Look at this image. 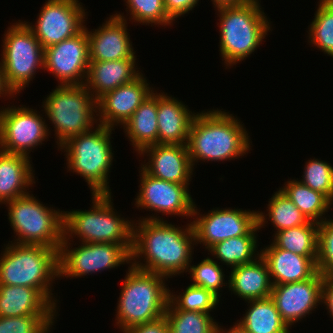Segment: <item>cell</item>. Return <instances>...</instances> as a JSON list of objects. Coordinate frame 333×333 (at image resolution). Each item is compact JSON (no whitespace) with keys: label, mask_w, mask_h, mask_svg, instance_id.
<instances>
[{"label":"cell","mask_w":333,"mask_h":333,"mask_svg":"<svg viewBox=\"0 0 333 333\" xmlns=\"http://www.w3.org/2000/svg\"><path fill=\"white\" fill-rule=\"evenodd\" d=\"M189 222L181 228L167 220H134L131 265L166 278L187 273L196 246Z\"/></svg>","instance_id":"6da1fadb"},{"label":"cell","mask_w":333,"mask_h":333,"mask_svg":"<svg viewBox=\"0 0 333 333\" xmlns=\"http://www.w3.org/2000/svg\"><path fill=\"white\" fill-rule=\"evenodd\" d=\"M238 119L218 108L197 112L187 141L193 169L199 161L223 162L248 154L252 141L244 123Z\"/></svg>","instance_id":"7a4b0ae2"},{"label":"cell","mask_w":333,"mask_h":333,"mask_svg":"<svg viewBox=\"0 0 333 333\" xmlns=\"http://www.w3.org/2000/svg\"><path fill=\"white\" fill-rule=\"evenodd\" d=\"M168 278L128 267L117 302L115 326L121 332L165 316L169 303Z\"/></svg>","instance_id":"3957f363"},{"label":"cell","mask_w":333,"mask_h":333,"mask_svg":"<svg viewBox=\"0 0 333 333\" xmlns=\"http://www.w3.org/2000/svg\"><path fill=\"white\" fill-rule=\"evenodd\" d=\"M259 0L239 6L215 8L219 17V51L225 69L246 60L272 32Z\"/></svg>","instance_id":"277c9868"},{"label":"cell","mask_w":333,"mask_h":333,"mask_svg":"<svg viewBox=\"0 0 333 333\" xmlns=\"http://www.w3.org/2000/svg\"><path fill=\"white\" fill-rule=\"evenodd\" d=\"M0 254V284L38 289L58 306L52 284L59 278V250L45 245L8 242Z\"/></svg>","instance_id":"5b68a950"},{"label":"cell","mask_w":333,"mask_h":333,"mask_svg":"<svg viewBox=\"0 0 333 333\" xmlns=\"http://www.w3.org/2000/svg\"><path fill=\"white\" fill-rule=\"evenodd\" d=\"M114 130L98 124L91 131L69 138L58 148L66 152L68 171L83 177L92 194H112L108 175L114 159L111 144Z\"/></svg>","instance_id":"8992f818"},{"label":"cell","mask_w":333,"mask_h":333,"mask_svg":"<svg viewBox=\"0 0 333 333\" xmlns=\"http://www.w3.org/2000/svg\"><path fill=\"white\" fill-rule=\"evenodd\" d=\"M91 195L92 208L64 211L63 237L73 242L77 235L81 243L133 244L134 220L117 214L111 194Z\"/></svg>","instance_id":"52a82bcc"},{"label":"cell","mask_w":333,"mask_h":333,"mask_svg":"<svg viewBox=\"0 0 333 333\" xmlns=\"http://www.w3.org/2000/svg\"><path fill=\"white\" fill-rule=\"evenodd\" d=\"M41 107L53 124L58 148L69 138L98 125L97 100L85 85H58L43 100Z\"/></svg>","instance_id":"ba28073f"},{"label":"cell","mask_w":333,"mask_h":333,"mask_svg":"<svg viewBox=\"0 0 333 333\" xmlns=\"http://www.w3.org/2000/svg\"><path fill=\"white\" fill-rule=\"evenodd\" d=\"M8 219L16 244L45 245L60 250L64 211L46 206L29 193L7 203ZM45 205V206H44Z\"/></svg>","instance_id":"9c48e42d"},{"label":"cell","mask_w":333,"mask_h":333,"mask_svg":"<svg viewBox=\"0 0 333 333\" xmlns=\"http://www.w3.org/2000/svg\"><path fill=\"white\" fill-rule=\"evenodd\" d=\"M7 29L0 64L8 88L18 95L35 78L37 70L44 71V48L24 21L18 20Z\"/></svg>","instance_id":"30bf717a"},{"label":"cell","mask_w":333,"mask_h":333,"mask_svg":"<svg viewBox=\"0 0 333 333\" xmlns=\"http://www.w3.org/2000/svg\"><path fill=\"white\" fill-rule=\"evenodd\" d=\"M72 244L63 237L59 250V279L81 278L131 264L133 244L79 243L78 247L71 249Z\"/></svg>","instance_id":"8fae6325"},{"label":"cell","mask_w":333,"mask_h":333,"mask_svg":"<svg viewBox=\"0 0 333 333\" xmlns=\"http://www.w3.org/2000/svg\"><path fill=\"white\" fill-rule=\"evenodd\" d=\"M5 106L0 108V150L30 157V151L49 138L46 115L23 104Z\"/></svg>","instance_id":"7c38bea8"},{"label":"cell","mask_w":333,"mask_h":333,"mask_svg":"<svg viewBox=\"0 0 333 333\" xmlns=\"http://www.w3.org/2000/svg\"><path fill=\"white\" fill-rule=\"evenodd\" d=\"M140 185L136 194L134 206L138 209L156 212L152 216L140 217V220L164 221L161 215H175L192 218L195 202L190 194V184H177L155 178L148 174L141 166L139 170Z\"/></svg>","instance_id":"4fadbf2b"},{"label":"cell","mask_w":333,"mask_h":333,"mask_svg":"<svg viewBox=\"0 0 333 333\" xmlns=\"http://www.w3.org/2000/svg\"><path fill=\"white\" fill-rule=\"evenodd\" d=\"M85 10L79 0H47L35 24L24 22L46 49L80 33L85 28Z\"/></svg>","instance_id":"5bb4252c"},{"label":"cell","mask_w":333,"mask_h":333,"mask_svg":"<svg viewBox=\"0 0 333 333\" xmlns=\"http://www.w3.org/2000/svg\"><path fill=\"white\" fill-rule=\"evenodd\" d=\"M215 208L202 215L195 204L192 214L195 243L205 246V250L226 239L247 235L258 224V211Z\"/></svg>","instance_id":"9a60e30c"},{"label":"cell","mask_w":333,"mask_h":333,"mask_svg":"<svg viewBox=\"0 0 333 333\" xmlns=\"http://www.w3.org/2000/svg\"><path fill=\"white\" fill-rule=\"evenodd\" d=\"M89 63L86 24L74 37L44 49V71L52 73L58 85H85Z\"/></svg>","instance_id":"2e32d148"},{"label":"cell","mask_w":333,"mask_h":333,"mask_svg":"<svg viewBox=\"0 0 333 333\" xmlns=\"http://www.w3.org/2000/svg\"><path fill=\"white\" fill-rule=\"evenodd\" d=\"M323 275L318 271L308 280L273 285L271 298L288 327L310 315L321 304ZM303 318V319H302Z\"/></svg>","instance_id":"e0dca14e"},{"label":"cell","mask_w":333,"mask_h":333,"mask_svg":"<svg viewBox=\"0 0 333 333\" xmlns=\"http://www.w3.org/2000/svg\"><path fill=\"white\" fill-rule=\"evenodd\" d=\"M141 73L133 81L97 99L98 123L107 127L123 126L143 101L155 91Z\"/></svg>","instance_id":"ac0fdd59"},{"label":"cell","mask_w":333,"mask_h":333,"mask_svg":"<svg viewBox=\"0 0 333 333\" xmlns=\"http://www.w3.org/2000/svg\"><path fill=\"white\" fill-rule=\"evenodd\" d=\"M124 12L113 14L98 29H87L90 61H113L136 58L128 33V18ZM94 30V31H93Z\"/></svg>","instance_id":"d6986e66"},{"label":"cell","mask_w":333,"mask_h":333,"mask_svg":"<svg viewBox=\"0 0 333 333\" xmlns=\"http://www.w3.org/2000/svg\"><path fill=\"white\" fill-rule=\"evenodd\" d=\"M137 155L147 157L148 162H145V158L141 167L151 176L177 184H190L194 169L187 145L154 144L145 147Z\"/></svg>","instance_id":"ffe728a7"},{"label":"cell","mask_w":333,"mask_h":333,"mask_svg":"<svg viewBox=\"0 0 333 333\" xmlns=\"http://www.w3.org/2000/svg\"><path fill=\"white\" fill-rule=\"evenodd\" d=\"M259 250L265 260L272 285L293 283L312 278L317 272V257L301 256L277 248L272 242Z\"/></svg>","instance_id":"44dd1931"},{"label":"cell","mask_w":333,"mask_h":333,"mask_svg":"<svg viewBox=\"0 0 333 333\" xmlns=\"http://www.w3.org/2000/svg\"><path fill=\"white\" fill-rule=\"evenodd\" d=\"M178 98L158 93V144L187 145L192 121L197 113Z\"/></svg>","instance_id":"7402d4cb"},{"label":"cell","mask_w":333,"mask_h":333,"mask_svg":"<svg viewBox=\"0 0 333 333\" xmlns=\"http://www.w3.org/2000/svg\"><path fill=\"white\" fill-rule=\"evenodd\" d=\"M137 58L113 61H90L85 82L86 88L97 100L103 94L127 84L142 72L137 68ZM137 69V70H136Z\"/></svg>","instance_id":"603a6c76"},{"label":"cell","mask_w":333,"mask_h":333,"mask_svg":"<svg viewBox=\"0 0 333 333\" xmlns=\"http://www.w3.org/2000/svg\"><path fill=\"white\" fill-rule=\"evenodd\" d=\"M57 314V307L40 290L0 284V316Z\"/></svg>","instance_id":"cb8c5ba5"},{"label":"cell","mask_w":333,"mask_h":333,"mask_svg":"<svg viewBox=\"0 0 333 333\" xmlns=\"http://www.w3.org/2000/svg\"><path fill=\"white\" fill-rule=\"evenodd\" d=\"M228 289L241 300L250 301L271 296L272 282L261 255L253 262L231 268Z\"/></svg>","instance_id":"d4e9b609"},{"label":"cell","mask_w":333,"mask_h":333,"mask_svg":"<svg viewBox=\"0 0 333 333\" xmlns=\"http://www.w3.org/2000/svg\"><path fill=\"white\" fill-rule=\"evenodd\" d=\"M31 157L0 150V204L23 197L35 183Z\"/></svg>","instance_id":"484cf974"},{"label":"cell","mask_w":333,"mask_h":333,"mask_svg":"<svg viewBox=\"0 0 333 333\" xmlns=\"http://www.w3.org/2000/svg\"><path fill=\"white\" fill-rule=\"evenodd\" d=\"M155 92V93H154ZM158 92L153 91L121 126L138 154L150 145L158 144Z\"/></svg>","instance_id":"4316f807"},{"label":"cell","mask_w":333,"mask_h":333,"mask_svg":"<svg viewBox=\"0 0 333 333\" xmlns=\"http://www.w3.org/2000/svg\"><path fill=\"white\" fill-rule=\"evenodd\" d=\"M246 302L248 309L236 322L248 333H290L271 297Z\"/></svg>","instance_id":"83f0119b"},{"label":"cell","mask_w":333,"mask_h":333,"mask_svg":"<svg viewBox=\"0 0 333 333\" xmlns=\"http://www.w3.org/2000/svg\"><path fill=\"white\" fill-rule=\"evenodd\" d=\"M259 230L257 224L247 235L232 237L218 242L207 251L217 259V262L219 260V263L225 264L228 268L230 267V269L253 262L261 255V253L257 251V246H259L257 232H259Z\"/></svg>","instance_id":"f1b7e54d"},{"label":"cell","mask_w":333,"mask_h":333,"mask_svg":"<svg viewBox=\"0 0 333 333\" xmlns=\"http://www.w3.org/2000/svg\"><path fill=\"white\" fill-rule=\"evenodd\" d=\"M284 185L279 189L297 206L308 220L321 223L327 219L325 213L332 209L333 202L326 195L307 187L298 178L297 180L290 179Z\"/></svg>","instance_id":"f546056e"},{"label":"cell","mask_w":333,"mask_h":333,"mask_svg":"<svg viewBox=\"0 0 333 333\" xmlns=\"http://www.w3.org/2000/svg\"><path fill=\"white\" fill-rule=\"evenodd\" d=\"M266 212H257L260 230L265 228V224L268 223L267 220L274 226L275 233L283 229L301 226L309 221L280 189L274 192L269 199Z\"/></svg>","instance_id":"4dcf8cb0"},{"label":"cell","mask_w":333,"mask_h":333,"mask_svg":"<svg viewBox=\"0 0 333 333\" xmlns=\"http://www.w3.org/2000/svg\"><path fill=\"white\" fill-rule=\"evenodd\" d=\"M318 229L319 223L308 221L294 228L280 230L272 237V243L286 251H291L301 256H318Z\"/></svg>","instance_id":"1f68e13d"},{"label":"cell","mask_w":333,"mask_h":333,"mask_svg":"<svg viewBox=\"0 0 333 333\" xmlns=\"http://www.w3.org/2000/svg\"><path fill=\"white\" fill-rule=\"evenodd\" d=\"M165 318L169 333H215L217 322L210 313L175 309L167 305Z\"/></svg>","instance_id":"d6a6232c"},{"label":"cell","mask_w":333,"mask_h":333,"mask_svg":"<svg viewBox=\"0 0 333 333\" xmlns=\"http://www.w3.org/2000/svg\"><path fill=\"white\" fill-rule=\"evenodd\" d=\"M308 26V42L333 58V4L319 0Z\"/></svg>","instance_id":"836d02e7"},{"label":"cell","mask_w":333,"mask_h":333,"mask_svg":"<svg viewBox=\"0 0 333 333\" xmlns=\"http://www.w3.org/2000/svg\"><path fill=\"white\" fill-rule=\"evenodd\" d=\"M169 290V303L178 310L210 313L221 300L212 291L189 284L179 295ZM175 293V294H174Z\"/></svg>","instance_id":"e575fe53"},{"label":"cell","mask_w":333,"mask_h":333,"mask_svg":"<svg viewBox=\"0 0 333 333\" xmlns=\"http://www.w3.org/2000/svg\"><path fill=\"white\" fill-rule=\"evenodd\" d=\"M129 21L149 26H170L174 20L167 14L164 0H124Z\"/></svg>","instance_id":"d590c367"},{"label":"cell","mask_w":333,"mask_h":333,"mask_svg":"<svg viewBox=\"0 0 333 333\" xmlns=\"http://www.w3.org/2000/svg\"><path fill=\"white\" fill-rule=\"evenodd\" d=\"M219 264L220 263L209 256L196 265L191 263L187 271L193 282L191 284L210 290L221 298L222 293L220 292H222V288L226 286V288H228V282L225 280L226 277L224 274L225 271H223L224 269L222 268L223 265Z\"/></svg>","instance_id":"8d00e7d4"},{"label":"cell","mask_w":333,"mask_h":333,"mask_svg":"<svg viewBox=\"0 0 333 333\" xmlns=\"http://www.w3.org/2000/svg\"><path fill=\"white\" fill-rule=\"evenodd\" d=\"M301 183L326 195L333 202V166L318 158L305 163Z\"/></svg>","instance_id":"74e56055"},{"label":"cell","mask_w":333,"mask_h":333,"mask_svg":"<svg viewBox=\"0 0 333 333\" xmlns=\"http://www.w3.org/2000/svg\"><path fill=\"white\" fill-rule=\"evenodd\" d=\"M58 315L0 316V333H50ZM55 319V320H54Z\"/></svg>","instance_id":"f35d334b"},{"label":"cell","mask_w":333,"mask_h":333,"mask_svg":"<svg viewBox=\"0 0 333 333\" xmlns=\"http://www.w3.org/2000/svg\"><path fill=\"white\" fill-rule=\"evenodd\" d=\"M317 270L323 276H333V219L319 223Z\"/></svg>","instance_id":"ab89813d"},{"label":"cell","mask_w":333,"mask_h":333,"mask_svg":"<svg viewBox=\"0 0 333 333\" xmlns=\"http://www.w3.org/2000/svg\"><path fill=\"white\" fill-rule=\"evenodd\" d=\"M198 2L199 0H164V6L167 14L176 21L175 19L183 17L184 14H189Z\"/></svg>","instance_id":"60d3db41"},{"label":"cell","mask_w":333,"mask_h":333,"mask_svg":"<svg viewBox=\"0 0 333 333\" xmlns=\"http://www.w3.org/2000/svg\"><path fill=\"white\" fill-rule=\"evenodd\" d=\"M124 333H169V326L165 316L153 322L139 324Z\"/></svg>","instance_id":"b9f144b4"},{"label":"cell","mask_w":333,"mask_h":333,"mask_svg":"<svg viewBox=\"0 0 333 333\" xmlns=\"http://www.w3.org/2000/svg\"><path fill=\"white\" fill-rule=\"evenodd\" d=\"M321 304L326 306L325 309L333 319V276H323Z\"/></svg>","instance_id":"7bdbcfd3"},{"label":"cell","mask_w":333,"mask_h":333,"mask_svg":"<svg viewBox=\"0 0 333 333\" xmlns=\"http://www.w3.org/2000/svg\"><path fill=\"white\" fill-rule=\"evenodd\" d=\"M252 0H211L214 8H219L223 6H239L244 5Z\"/></svg>","instance_id":"ee69618b"},{"label":"cell","mask_w":333,"mask_h":333,"mask_svg":"<svg viewBox=\"0 0 333 333\" xmlns=\"http://www.w3.org/2000/svg\"><path fill=\"white\" fill-rule=\"evenodd\" d=\"M15 97L14 93L8 88L6 82H5V79H4V73H3V69L1 67V64H0V99L1 97Z\"/></svg>","instance_id":"f6af8a7d"},{"label":"cell","mask_w":333,"mask_h":333,"mask_svg":"<svg viewBox=\"0 0 333 333\" xmlns=\"http://www.w3.org/2000/svg\"><path fill=\"white\" fill-rule=\"evenodd\" d=\"M235 325L231 326L229 329L224 330L223 326L217 324L215 333H248L243 327H241L237 322ZM222 327V328H221Z\"/></svg>","instance_id":"bcb514c9"},{"label":"cell","mask_w":333,"mask_h":333,"mask_svg":"<svg viewBox=\"0 0 333 333\" xmlns=\"http://www.w3.org/2000/svg\"><path fill=\"white\" fill-rule=\"evenodd\" d=\"M322 1H324V2H326V3L333 4V0H322Z\"/></svg>","instance_id":"7dc6e473"}]
</instances>
